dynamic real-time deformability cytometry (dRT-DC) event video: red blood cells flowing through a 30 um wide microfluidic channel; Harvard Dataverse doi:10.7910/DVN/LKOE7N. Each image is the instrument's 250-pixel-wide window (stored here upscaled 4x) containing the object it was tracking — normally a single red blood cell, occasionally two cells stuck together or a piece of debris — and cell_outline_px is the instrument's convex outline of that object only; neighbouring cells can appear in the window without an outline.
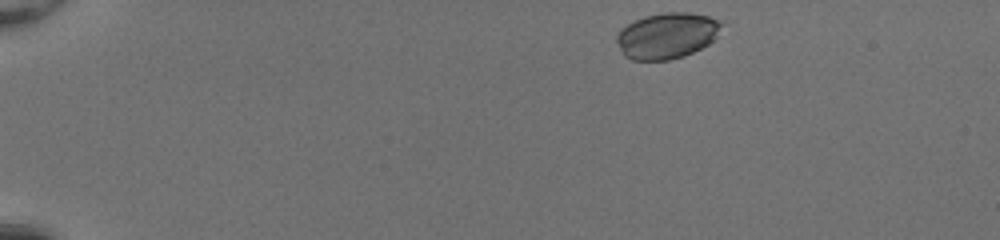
{"species": "common noctule bat (a hibernating species)", "species_latin": "Nyctalus noctula", "temperature_condition": "room temperature", "stored_images_in_passage": 44, "camera_frame_rate_fps": 3000, "um_per_image_px": 0.085, "animal": {"sex": "female", "body_mass_g": 20.0, "forearm_length_mm": 54.0}, "frame": {"image": 1, "passage_image": 1, "time_ms": 0.0, "image_size_px": [1000, 240], "cell_outline_px": [[720, 24], [716, 36], [708, 44], [684, 56], [668, 60], [632, 60], [624, 56], [616, 40], [616, 36], [620, 28], [644, 16], [664, 12], [688, 12], [708, 16], [716, 20]], "centroid_in_image_um": [56.63, 3.03], "position_along_channel_um": 28.4, "area_um2": 27.74}}
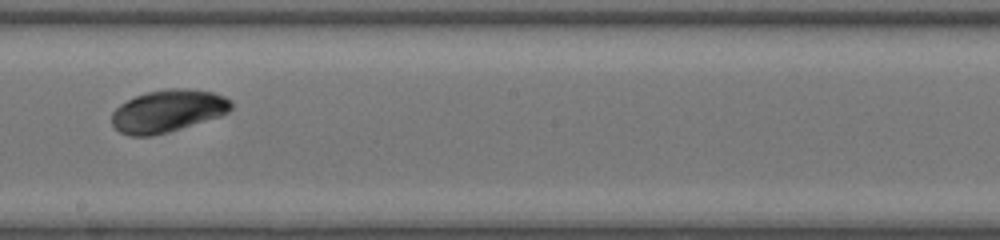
{"frame": {"image": 2, "passage_image": 24, "time_ms": 7.667, "image_size_px": [1000, 240], "cell_outline_px": [[232, 108], [228, 112], [220, 116], [168, 132], [152, 136], [128, 136], [120, 132], [112, 124], [112, 112], [120, 104], [136, 96], [148, 92], [164, 88], [188, 88], [212, 92], [224, 96], [232, 104]], "centroid_in_image_um": [14.25, 9.43], "position_along_channel_um": 233.9, "area_um2": 29.42}}
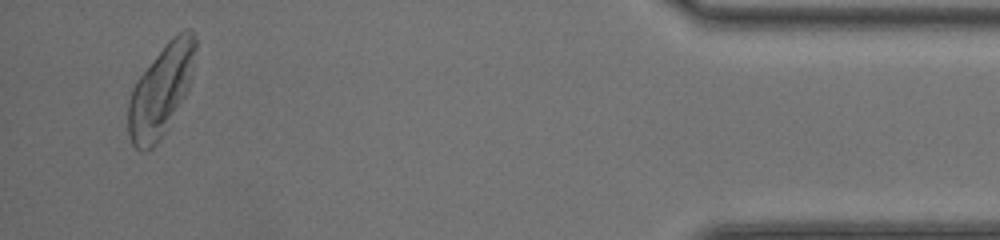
{"frame": {"image": 3, "passage_image": 42, "time_ms": 13.667, "image_size_px": [1000, 240], "cell_outline_px": [[196, 48], [188, 92], [160, 140], [148, 152], [140, 152], [132, 144], [128, 136], [128, 100], [132, 88], [136, 80], [168, 40], [172, 36], [184, 28], [188, 28], [192, 32], [196, 40]], "centroid_in_image_um": [13.67, 7.72], "position_along_channel_um": 421.5, "area_um2": 35.95}, "authors_computed_cell_mechanics": {"area_um2": 29.5358, "velocity_mm_per_s": 4.1163, "shape_relaxation_time_tau1_ms": 2.1933, "shape_relaxation_time_tau2_ms": null, "deformation_change_tau1": 0.0507, "deformation_change_tau2": null}}